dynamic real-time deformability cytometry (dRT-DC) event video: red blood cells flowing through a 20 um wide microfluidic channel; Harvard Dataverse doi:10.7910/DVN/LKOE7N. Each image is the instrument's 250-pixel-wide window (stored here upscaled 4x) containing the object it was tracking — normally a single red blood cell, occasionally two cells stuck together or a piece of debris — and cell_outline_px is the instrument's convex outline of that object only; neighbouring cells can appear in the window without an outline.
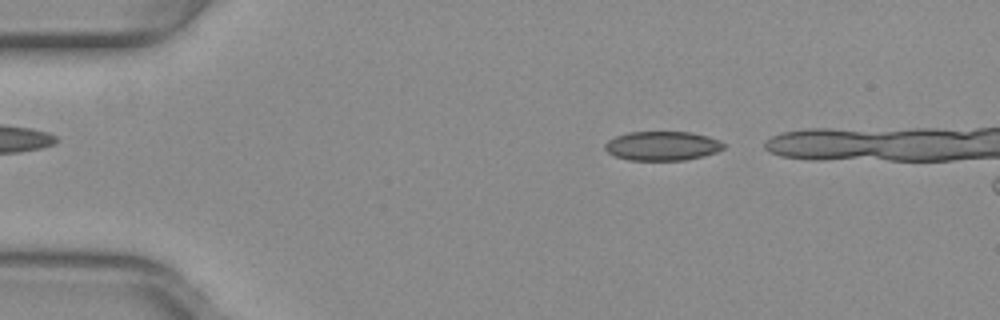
{"species": "common noctule bat (a hibernating species)", "species_latin": "Nyctalus noctula", "temperature_condition": "warm", "stored_images_in_passage": 13, "camera_frame_rate_fps": 3000, "um_per_image_px": 0.085, "animal": {"sex": "female", "body_mass_g": 29.2, "forearm_length_mm": 56.3}, "frame": {"image": 1, "passage_image": 2, "time_ms": 0.333, "image_size_px": [1000, 320], "cell_outline_px": [[724, 148], [716, 152], [704, 156], [684, 160], [628, 160], [616, 156], [608, 152], [604, 148], [604, 144], [608, 140], [616, 136], [628, 132], [692, 132], [708, 136], [720, 140], [724, 144]], "centroid_in_image_um": [56.3, 12.4], "position_along_channel_um": 28.7, "area_um2": 20.23}}
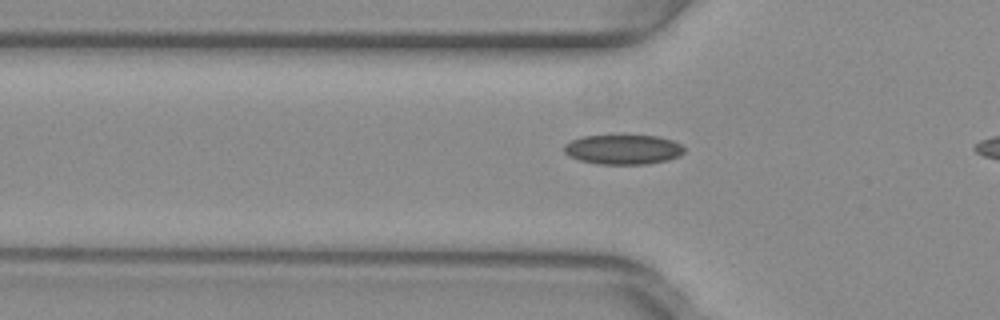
{"frame": {"image": 2, "passage_image": 10, "time_ms": 3.0, "image_size_px": [1000, 320], "cell_outline_px": [[684, 152], [680, 156], [668, 160], [648, 164], [596, 164], [580, 160], [568, 156], [564, 152], [564, 144], [572, 140], [584, 136], [616, 132], [620, 132], [656, 136], [672, 140], [680, 144], [684, 148]], "centroid_in_image_um": [52.95, 12.65], "position_along_channel_um": 72.9, "area_um2": 21.85}}